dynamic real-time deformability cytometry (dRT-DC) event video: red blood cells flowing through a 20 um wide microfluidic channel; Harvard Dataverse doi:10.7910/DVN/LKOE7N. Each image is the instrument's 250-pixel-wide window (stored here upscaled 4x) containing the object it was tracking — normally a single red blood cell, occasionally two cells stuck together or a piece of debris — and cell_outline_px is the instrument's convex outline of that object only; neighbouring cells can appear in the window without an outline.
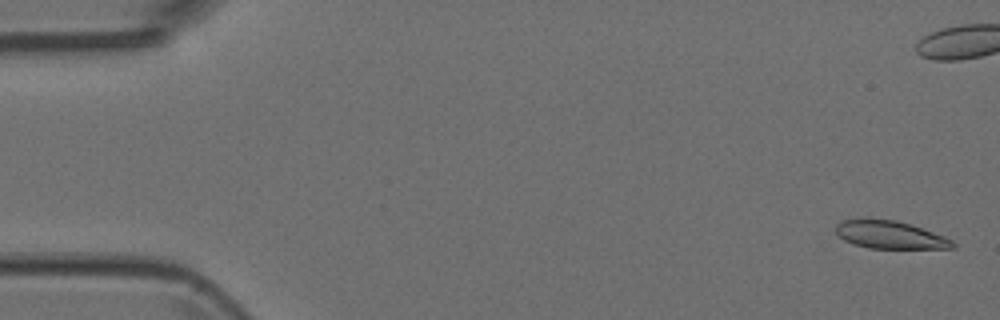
{"species": "Egyptian fruit bat (a non-hibernating species)", "species_latin": "Rousettus aegyptiacus", "temperature_condition": "room temperature", "stored_images_in_passage": 5, "camera_frame_rate_fps": 3000, "um_per_image_px": 0.085, "animal": {"sex": "female"}, "frame": {"image": 1, "passage_image": 1, "time_ms": 0.0, "image_size_px": [1000, 320], "cell_outline_px": [[956, 248], [868, 248], [844, 240], [836, 232], [836, 224], [840, 220], [896, 220], [912, 224], [944, 236], [952, 240], [956, 244]], "centroid_in_image_um": [75.69, 19.97], "position_along_channel_um": 9.3, "area_um2": 18.61}}